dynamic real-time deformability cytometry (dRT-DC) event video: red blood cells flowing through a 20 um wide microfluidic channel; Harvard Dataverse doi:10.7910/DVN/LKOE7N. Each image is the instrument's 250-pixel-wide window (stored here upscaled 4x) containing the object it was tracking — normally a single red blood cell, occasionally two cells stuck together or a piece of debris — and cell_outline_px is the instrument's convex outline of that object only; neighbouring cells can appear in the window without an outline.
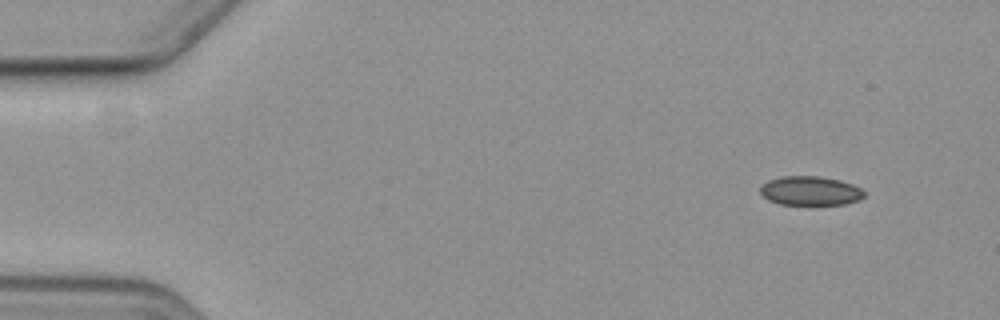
{"species": "common noctule bat (a hibernating species)", "species_latin": "Nyctalus noctula", "temperature_condition": "cold", "stored_images_in_passage": 5, "camera_frame_rate_fps": 3000, "um_per_image_px": 0.085, "animal": {"sex": "female", "body_mass_g": 19.3, "forearm_length_mm": 54.1}, "frame": {"image": 1, "passage_image": 1, "time_ms": 0.0, "image_size_px": [1000, 320], "cell_outline_px": [[864, 196], [860, 200], [844, 204], [780, 204], [768, 200], [760, 192], [760, 184], [768, 180], [780, 176], [820, 176], [840, 180], [852, 184], [860, 188], [864, 192]], "centroid_in_image_um": [68.85, 16.21], "position_along_channel_um": 16.2, "area_um2": 17.69}}
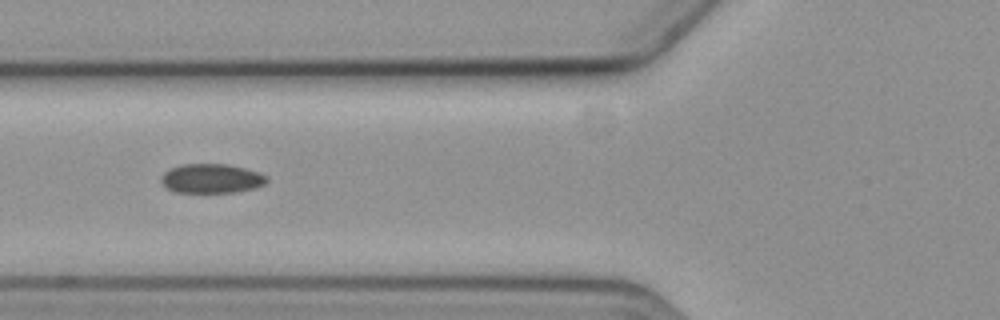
{"frame": {"image": 2, "passage_image": 5, "time_ms": 5.667, "image_size_px": [1000, 320], "cell_outline_px": [[268, 180], [264, 184], [256, 188], [236, 192], [172, 192], [164, 188], [160, 180], [160, 176], [164, 172], [180, 164], [228, 164], [260, 172], [268, 176]], "centroid_in_image_um": [17.96, 15.18], "position_along_channel_um": 107.8, "area_um2": 18.32}}